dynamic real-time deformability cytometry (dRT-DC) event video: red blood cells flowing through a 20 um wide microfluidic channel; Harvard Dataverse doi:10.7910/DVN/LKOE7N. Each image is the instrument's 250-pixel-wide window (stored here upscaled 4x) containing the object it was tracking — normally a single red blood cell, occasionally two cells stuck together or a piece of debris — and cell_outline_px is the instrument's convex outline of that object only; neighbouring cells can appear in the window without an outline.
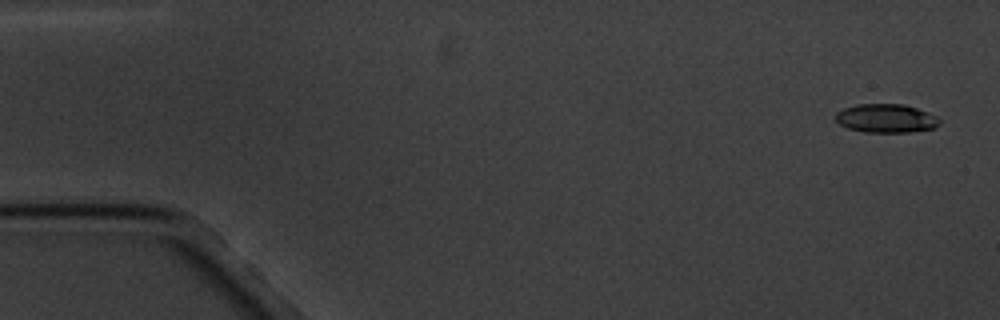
{"species": "common noctule bat (a hibernating species)", "species_latin": "Nyctalus noctula", "temperature_condition": "cold", "stored_images_in_passage": 5, "camera_frame_rate_fps": 3000, "um_per_image_px": 0.085, "animal": {"sex": "male", "body_mass_g": 20.1, "forearm_length_mm": 53.5}, "frame": {"image": 1, "passage_image": 1, "time_ms": 0.0, "image_size_px": [1000, 320], "cell_outline_px": [[940, 124], [936, 128], [908, 132], [864, 132], [848, 128], [840, 124], [836, 120], [836, 112], [844, 108], [856, 104], [904, 104], [928, 112], [936, 116], [940, 120]], "centroid_in_image_um": [75.33, 10.06], "position_along_channel_um": 9.7, "area_um2": 17.4}}
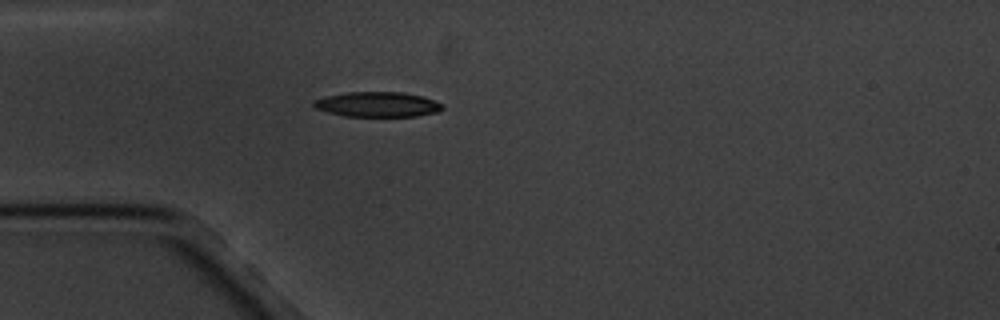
{"frame": {"image": 2, "passage_image": 5, "time_ms": 4.667, "image_size_px": [1000, 320], "cell_outline_px": [[444, 108], [440, 112], [416, 116], [344, 116], [328, 112], [316, 108], [312, 104], [312, 100], [324, 96], [348, 92], [404, 92], [420, 96], [432, 100], [440, 104]], "centroid_in_image_um": [32.05, 8.87], "position_along_channel_um": 52.9, "area_um2": 18.73}}